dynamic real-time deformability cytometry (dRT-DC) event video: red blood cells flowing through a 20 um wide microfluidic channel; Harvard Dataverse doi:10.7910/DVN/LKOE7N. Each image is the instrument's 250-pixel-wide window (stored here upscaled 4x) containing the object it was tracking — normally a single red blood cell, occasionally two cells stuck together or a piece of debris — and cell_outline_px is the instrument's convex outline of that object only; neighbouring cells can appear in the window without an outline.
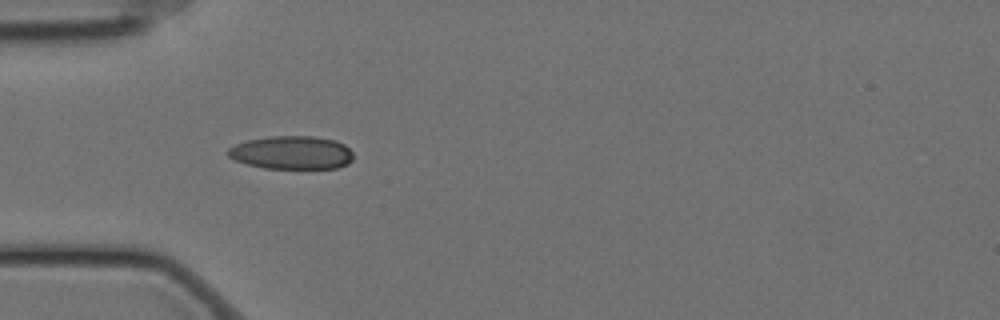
{"species": "Egyptian fruit bat (a non-hibernating species)", "species_latin": "Rousettus aegyptiacus", "temperature_condition": "cold", "stored_images_in_passage": 5, "camera_frame_rate_fps": 3000, "um_per_image_px": 0.085, "animal": {"sex": "female"}, "frame": {"image": 1, "passage_image": 1, "time_ms": 0.0, "image_size_px": [1000, 320], "cell_outline_px": [[352, 160], [348, 164], [336, 168], [264, 168], [248, 164], [236, 160], [228, 156], [224, 152], [228, 148], [236, 144], [248, 140], [272, 136], [316, 136], [336, 140], [344, 144], [352, 152]], "centroid_in_image_um": [24.8, 12.96], "position_along_channel_um": 60.2, "area_um2": 24.33}}
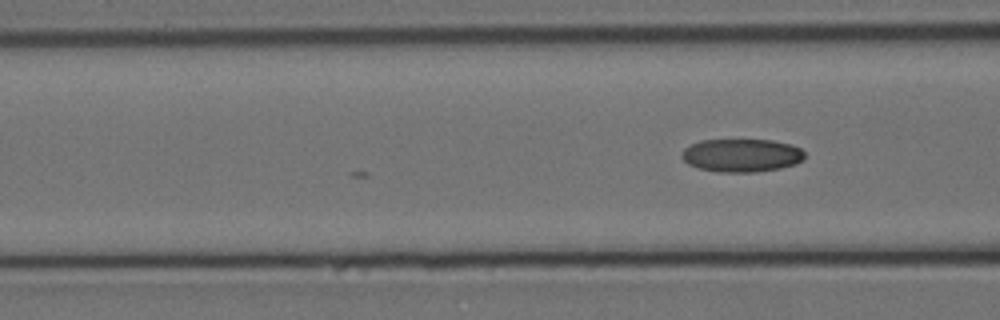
{"frame": {"image": 2, "passage_image": 5, "time_ms": 1.333, "image_size_px": [1000, 320], "cell_outline_px": [[804, 160], [796, 164], [780, 168], [756, 172], [720, 172], [696, 168], [688, 164], [680, 156], [684, 148], [700, 140], [772, 140], [792, 144], [800, 148], [804, 152]], "centroid_in_image_um": [63.04, 13.21], "position_along_channel_um": 103.6, "area_um2": 23.93}}